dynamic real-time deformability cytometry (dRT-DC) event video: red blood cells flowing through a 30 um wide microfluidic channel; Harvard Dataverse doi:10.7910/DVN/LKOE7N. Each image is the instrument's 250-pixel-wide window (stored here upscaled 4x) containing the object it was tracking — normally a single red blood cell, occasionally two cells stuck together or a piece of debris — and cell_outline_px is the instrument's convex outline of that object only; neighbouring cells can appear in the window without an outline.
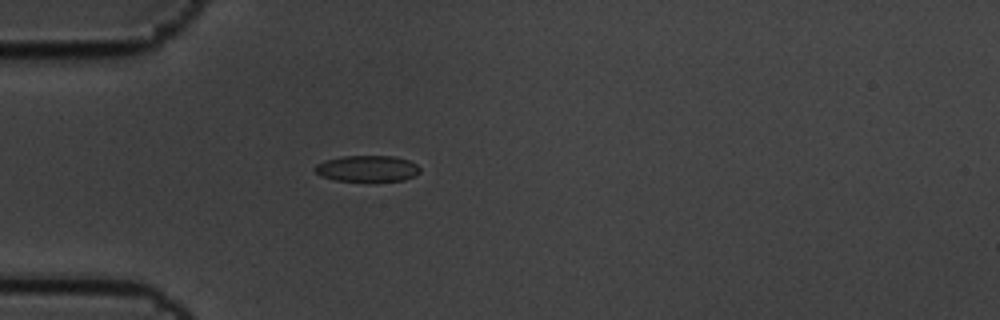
{"species": "common noctule bat (a hibernating species)", "species_latin": "Nyctalus noctula", "temperature_condition": "cold", "stored_images_in_passage": 9, "camera_frame_rate_fps": 3000, "um_per_image_px": 0.085, "animal": {"sex": "male", "body_mass_g": 19.5, "forearm_length_mm": 54.6}, "frame": {"image": 1, "passage_image": 4, "time_ms": 1.0, "image_size_px": [1000, 320], "cell_outline_px": [[420, 172], [416, 176], [404, 180], [336, 180], [320, 176], [316, 172], [316, 164], [324, 160], [340, 156], [396, 156], [408, 160], [416, 164], [420, 168]], "centroid_in_image_um": [31.24, 14.31], "position_along_channel_um": 53.8, "area_um2": 15.9}}
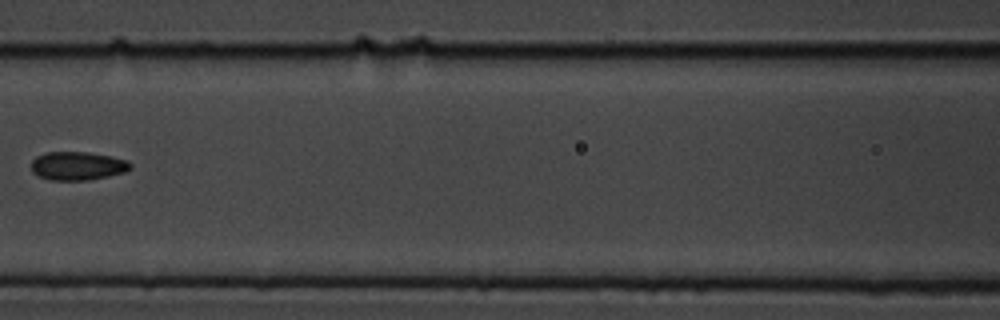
{"frame": {"image": 2, "passage_image": 7, "time_ms": 2.0, "image_size_px": [1000, 320], "cell_outline_px": [[132, 168], [124, 172], [108, 176], [88, 180], [48, 180], [32, 172], [32, 160], [36, 156], [48, 152], [88, 152], [112, 156], [128, 160], [132, 164]], "centroid_in_image_um": [6.62, 14.09], "position_along_channel_um": 160.0, "area_um2": 16.53}}
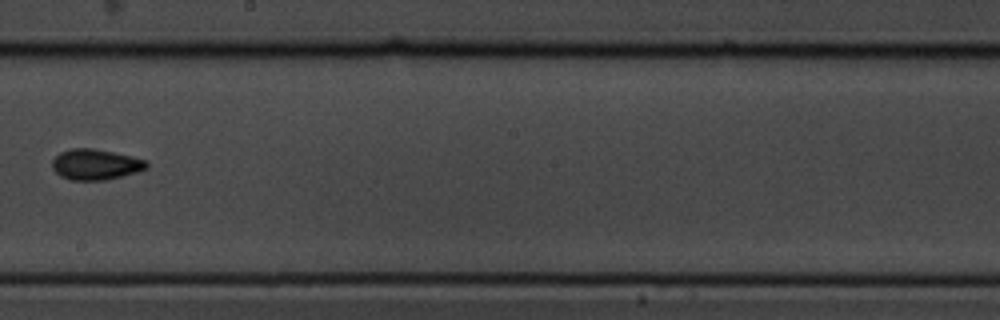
{"frame": {"image": 3, "passage_image": 9, "time_ms": 2.667, "image_size_px": [1000, 320], "cell_outline_px": [[148, 168], [136, 172], [104, 180], [72, 180], [60, 176], [52, 168], [52, 160], [60, 152], [72, 148], [92, 148], [132, 156], [144, 160], [148, 164]], "centroid_in_image_um": [8.09, 13.97], "position_along_channel_um": 240.1, "area_um2": 16.7}}